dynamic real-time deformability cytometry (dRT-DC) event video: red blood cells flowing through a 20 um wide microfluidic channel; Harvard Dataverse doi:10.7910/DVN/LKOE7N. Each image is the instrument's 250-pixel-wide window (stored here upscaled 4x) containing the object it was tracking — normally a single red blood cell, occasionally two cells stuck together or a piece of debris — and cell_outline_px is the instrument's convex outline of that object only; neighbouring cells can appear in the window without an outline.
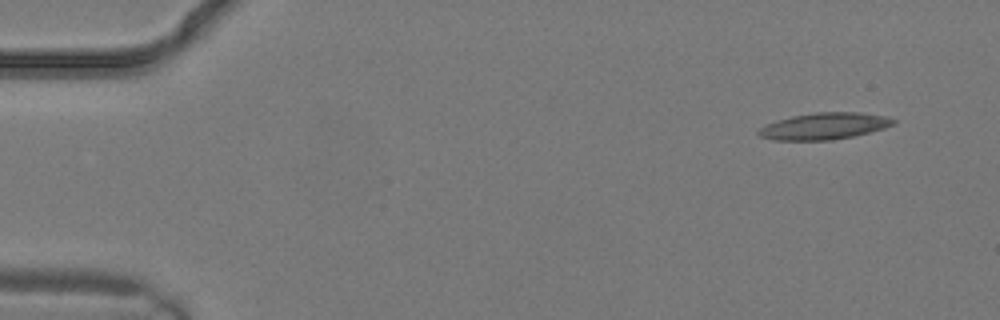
{"species": "common noctule bat (a hibernating species)", "species_latin": "Nyctalus noctula", "temperature_condition": "warm", "stored_images_in_passage": 2, "camera_frame_rate_fps": 3000, "um_per_image_px": 0.085, "animal": {"sex": "male", "body_mass_g": 19.2, "forearm_length_mm": 51.8}, "frame": {"image": 1, "passage_image": 1, "time_ms": 0.0, "image_size_px": [1000, 320], "cell_outline_px": [[896, 124], [884, 128], [852, 136], [832, 140], [772, 140], [760, 136], [756, 132], [760, 128], [776, 120], [792, 116], [816, 112], [860, 112], [888, 116], [896, 120]], "centroid_in_image_um": [70.08, 10.71], "position_along_channel_um": 14.9, "area_um2": 20.92}}